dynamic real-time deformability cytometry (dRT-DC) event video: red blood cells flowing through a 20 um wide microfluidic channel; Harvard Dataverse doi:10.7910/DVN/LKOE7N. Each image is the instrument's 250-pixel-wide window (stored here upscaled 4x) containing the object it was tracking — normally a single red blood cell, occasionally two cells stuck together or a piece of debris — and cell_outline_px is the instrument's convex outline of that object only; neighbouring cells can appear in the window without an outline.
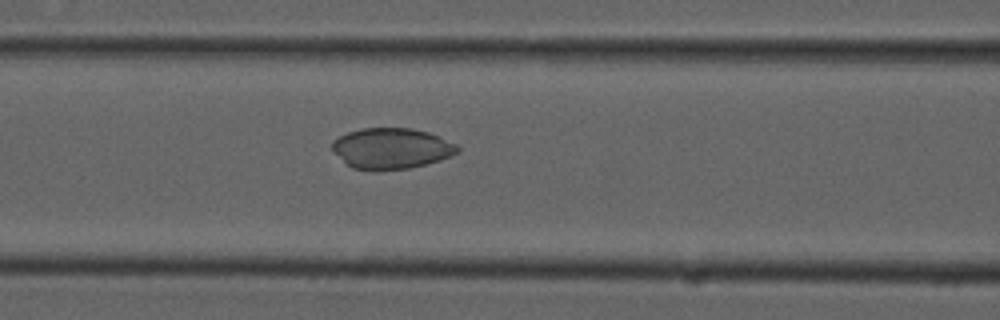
{"species": "common noctule bat (a hibernating species)", "species_latin": "Nyctalus noctula", "temperature_condition": "cold", "stored_images_in_passage": 40, "camera_frame_rate_fps": 3000, "um_per_image_px": 0.085, "animal": {"sex": "male", "forearm_length_mm": 52.5}, "frame": {"image": 1, "passage_image": 13, "time_ms": 4.0, "image_size_px": [1000, 320], "cell_outline_px": [[460, 152], [452, 156], [440, 160], [408, 168], [376, 172], [352, 168], [332, 148], [332, 140], [348, 132], [364, 128], [412, 128], [428, 132], [456, 144], [460, 148]], "centroid_in_image_um": [33.29, 12.63], "position_along_channel_um": 133.3, "area_um2": 29.82}}
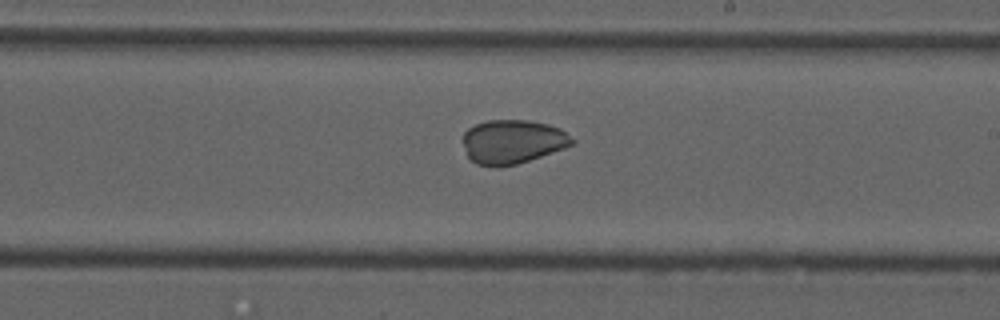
{"frame": {"image": 2, "passage_image": 22, "time_ms": 7.0, "image_size_px": [1000, 320], "cell_outline_px": [[576, 140], [572, 144], [564, 148], [516, 164], [496, 168], [476, 164], [468, 156], [460, 140], [464, 132], [468, 128], [476, 124], [488, 120], [528, 120], [548, 124], [560, 128]], "centroid_in_image_um": [43.53, 12.04], "position_along_channel_um": 245.5, "area_um2": 28.15}}
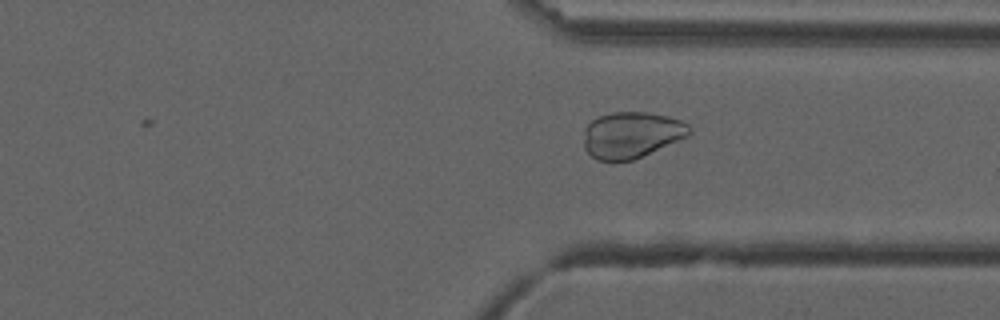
{"frame": {"image": 3, "passage_image": 31, "time_ms": 10.0, "image_size_px": [1000, 320], "cell_outline_px": [[692, 132], [688, 136], [632, 160], [596, 160], [584, 148], [584, 128], [592, 120], [600, 116], [612, 112], [648, 112], [668, 116], [680, 120], [688, 124], [692, 128]], "centroid_in_image_um": [53.68, 11.45], "position_along_channel_um": 357.7, "area_um2": 28.32}, "authors_computed_cell_mechanics": {"area_um2": 28.4954, "velocity_mm_per_s": 3.7467, "shape_relaxation_time_tau1_ms": null, "shape_relaxation_time_tau2_ms": 2.0476, "deformation_change_tau1": null, "deformation_change_tau2": 0.0477}}